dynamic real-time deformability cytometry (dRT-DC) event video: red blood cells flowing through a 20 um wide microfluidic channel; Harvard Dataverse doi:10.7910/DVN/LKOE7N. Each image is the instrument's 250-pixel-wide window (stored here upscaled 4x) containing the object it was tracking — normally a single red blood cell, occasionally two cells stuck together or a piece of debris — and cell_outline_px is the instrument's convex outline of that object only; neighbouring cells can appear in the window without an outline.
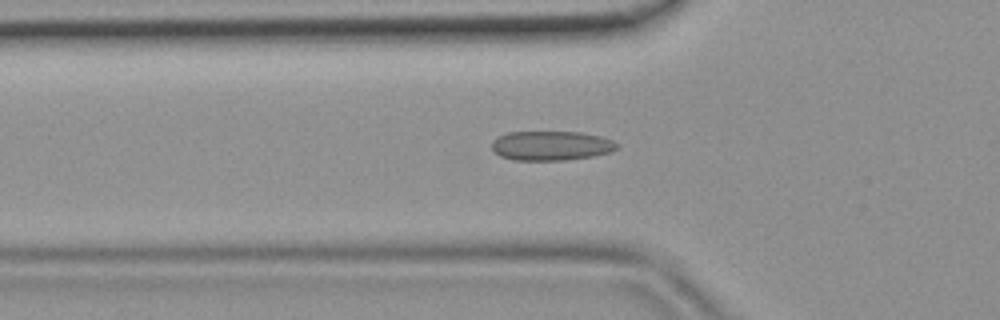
{"species": "common noctule bat (a hibernating species)", "species_latin": "Nyctalus noctula", "temperature_condition": "room temperature", "stored_images_in_passage": 45, "camera_frame_rate_fps": 3000, "um_per_image_px": 0.085, "animal": {"sex": "female", "body_mass_g": 19.9}, "frame": {"image": 1, "passage_image": 15, "time_ms": 4.667, "image_size_px": [1000, 320], "cell_outline_px": [[620, 148], [612, 152], [592, 156], [564, 160], [512, 160], [500, 156], [492, 152], [492, 140], [496, 136], [508, 132], [580, 132], [600, 136], [612, 140], [620, 144]], "centroid_in_image_um": [46.84, 12.38], "position_along_channel_um": 79.0, "area_um2": 21.79}}
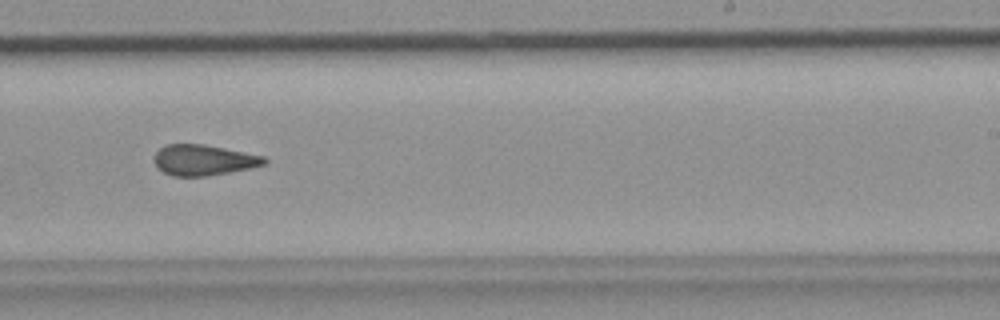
{"frame": {"image": 2, "passage_image": 28, "time_ms": 9.0, "image_size_px": [1000, 320], "cell_outline_px": [[268, 160], [264, 164], [248, 168], [208, 176], [172, 176], [156, 168], [152, 160], [156, 152], [164, 144], [204, 144], [264, 156]], "centroid_in_image_um": [17.23, 13.6], "position_along_channel_um": 271.8, "area_um2": 19.71}}
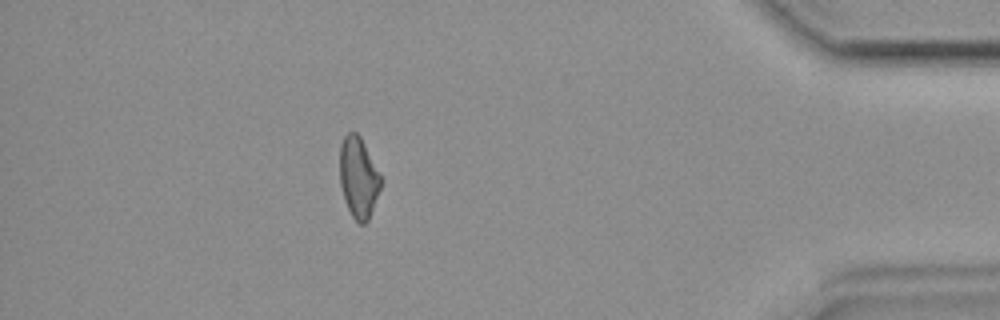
{"frame": {"image": 3, "passage_image": 40, "time_ms": 13.0, "image_size_px": [1000, 320], "cell_outline_px": [[380, 188], [368, 220], [364, 224], [360, 224], [352, 216], [344, 200], [340, 184], [340, 144], [344, 136], [348, 132], [356, 132], [360, 136], [380, 176]], "centroid_in_image_um": [30.43, 15.08], "position_along_channel_um": 404.8, "area_um2": 18.9}}